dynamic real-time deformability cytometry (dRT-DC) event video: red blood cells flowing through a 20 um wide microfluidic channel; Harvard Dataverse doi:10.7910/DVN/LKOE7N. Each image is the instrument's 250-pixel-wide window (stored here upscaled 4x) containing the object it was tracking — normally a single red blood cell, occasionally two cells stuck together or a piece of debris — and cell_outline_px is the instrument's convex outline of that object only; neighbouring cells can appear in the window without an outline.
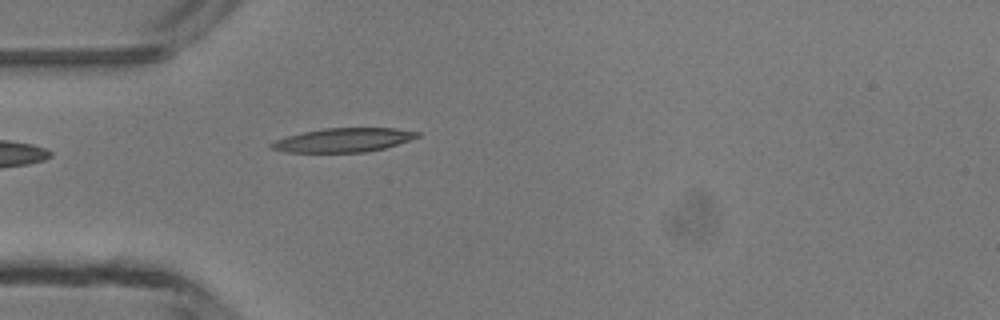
{"species": "common noctule bat (a hibernating species)", "species_latin": "Nyctalus noctula", "temperature_condition": "room temperature", "stored_images_in_passage": 1, "camera_frame_rate_fps": 3000, "um_per_image_px": 0.085, "animal": {"sex": "male", "body_mass_g": 13.3}, "frame": {"image": 1, "passage_image": 1, "time_ms": 0.0, "image_size_px": [1000, 320], "cell_outline_px": [[420, 136], [412, 140], [384, 148], [364, 152], [284, 152], [268, 148], [268, 144], [276, 140], [288, 136], [304, 132], [324, 128], [396, 128], [420, 132]], "centroid_in_image_um": [29.2, 11.9], "position_along_channel_um": 55.8, "area_um2": 20.4}}